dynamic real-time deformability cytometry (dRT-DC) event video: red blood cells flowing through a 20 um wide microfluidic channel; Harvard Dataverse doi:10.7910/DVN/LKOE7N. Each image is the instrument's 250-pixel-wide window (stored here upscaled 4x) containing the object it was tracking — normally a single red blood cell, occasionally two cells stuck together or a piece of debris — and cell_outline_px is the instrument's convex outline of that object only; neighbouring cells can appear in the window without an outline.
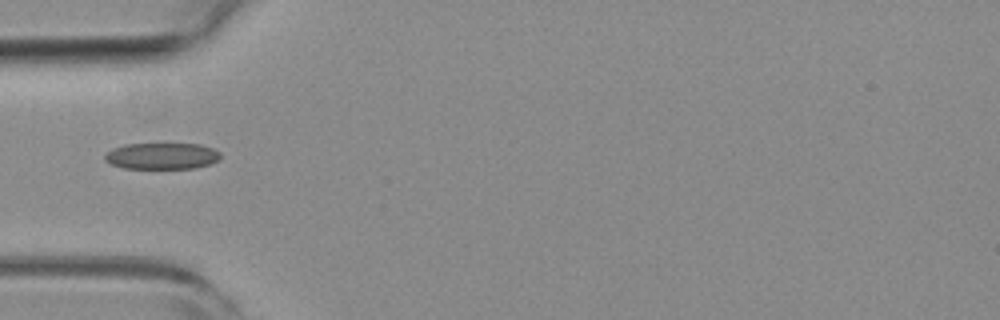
{"species": "common noctule bat (a hibernating species)", "species_latin": "Nyctalus noctula", "temperature_condition": "room temperature", "stored_images_in_passage": 7, "camera_frame_rate_fps": 3000, "um_per_image_px": 0.085, "animal": {"sex": "female", "body_mass_g": 19.3, "forearm_length_mm": 54.1}, "frame": {"image": 1, "passage_image": 1, "time_ms": 0.0, "image_size_px": [1000, 320], "cell_outline_px": [[220, 160], [196, 168], [124, 168], [112, 164], [104, 160], [104, 156], [112, 148], [124, 144], [200, 144], [212, 148], [220, 152]], "centroid_in_image_um": [13.76, 13.25], "position_along_channel_um": 71.2, "area_um2": 17.74}}
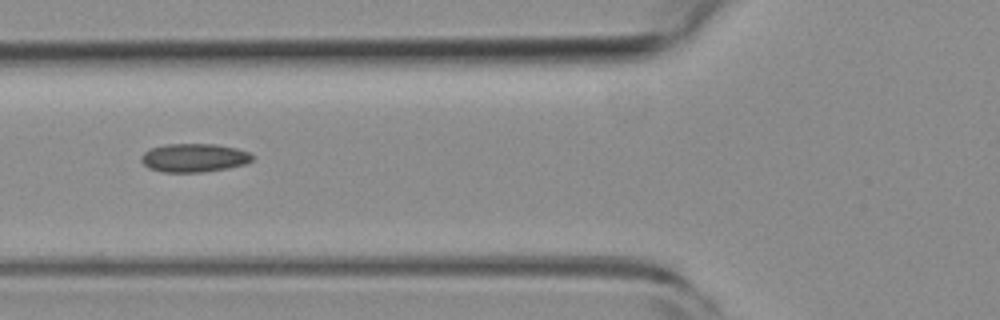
{"frame": {"image": 2, "passage_image": 4, "time_ms": 1.0, "image_size_px": [1000, 320], "cell_outline_px": [[252, 160], [244, 164], [228, 168], [204, 172], [164, 172], [148, 168], [140, 160], [140, 156], [148, 148], [168, 144], [216, 144], [236, 148], [248, 152], [252, 156]], "centroid_in_image_um": [16.45, 13.41], "position_along_channel_um": 109.4, "area_um2": 18.5}}